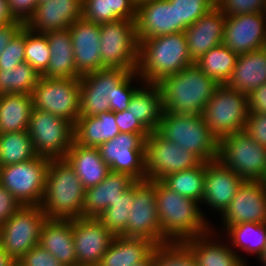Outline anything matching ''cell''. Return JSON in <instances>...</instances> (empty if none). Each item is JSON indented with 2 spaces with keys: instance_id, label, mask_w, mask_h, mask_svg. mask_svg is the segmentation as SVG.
Listing matches in <instances>:
<instances>
[{
  "instance_id": "11a10c76",
  "label": "cell",
  "mask_w": 266,
  "mask_h": 266,
  "mask_svg": "<svg viewBox=\"0 0 266 266\" xmlns=\"http://www.w3.org/2000/svg\"><path fill=\"white\" fill-rule=\"evenodd\" d=\"M8 8L7 0H0V25L14 22Z\"/></svg>"
},
{
  "instance_id": "7a4b0ae2",
  "label": "cell",
  "mask_w": 266,
  "mask_h": 266,
  "mask_svg": "<svg viewBox=\"0 0 266 266\" xmlns=\"http://www.w3.org/2000/svg\"><path fill=\"white\" fill-rule=\"evenodd\" d=\"M150 182L155 188L162 244L184 242L211 231L197 200L179 195L161 181L151 180Z\"/></svg>"
},
{
  "instance_id": "d6986e66",
  "label": "cell",
  "mask_w": 266,
  "mask_h": 266,
  "mask_svg": "<svg viewBox=\"0 0 266 266\" xmlns=\"http://www.w3.org/2000/svg\"><path fill=\"white\" fill-rule=\"evenodd\" d=\"M222 218L225 230L243 222L266 223V183L244 181Z\"/></svg>"
},
{
  "instance_id": "f546056e",
  "label": "cell",
  "mask_w": 266,
  "mask_h": 266,
  "mask_svg": "<svg viewBox=\"0 0 266 266\" xmlns=\"http://www.w3.org/2000/svg\"><path fill=\"white\" fill-rule=\"evenodd\" d=\"M156 245L145 238L115 236L97 266H133L144 261Z\"/></svg>"
},
{
  "instance_id": "7c38bea8",
  "label": "cell",
  "mask_w": 266,
  "mask_h": 266,
  "mask_svg": "<svg viewBox=\"0 0 266 266\" xmlns=\"http://www.w3.org/2000/svg\"><path fill=\"white\" fill-rule=\"evenodd\" d=\"M33 108L63 117L74 125L80 112V79L43 76L32 92Z\"/></svg>"
},
{
  "instance_id": "6da1fadb",
  "label": "cell",
  "mask_w": 266,
  "mask_h": 266,
  "mask_svg": "<svg viewBox=\"0 0 266 266\" xmlns=\"http://www.w3.org/2000/svg\"><path fill=\"white\" fill-rule=\"evenodd\" d=\"M134 76L136 69L103 68L80 77L79 117L127 110L138 89L130 85Z\"/></svg>"
},
{
  "instance_id": "ba28073f",
  "label": "cell",
  "mask_w": 266,
  "mask_h": 266,
  "mask_svg": "<svg viewBox=\"0 0 266 266\" xmlns=\"http://www.w3.org/2000/svg\"><path fill=\"white\" fill-rule=\"evenodd\" d=\"M27 132L37 156L64 159L75 141L74 124L63 117L32 109Z\"/></svg>"
},
{
  "instance_id": "e575fe53",
  "label": "cell",
  "mask_w": 266,
  "mask_h": 266,
  "mask_svg": "<svg viewBox=\"0 0 266 266\" xmlns=\"http://www.w3.org/2000/svg\"><path fill=\"white\" fill-rule=\"evenodd\" d=\"M136 9L133 0H83L82 18L96 24L135 21Z\"/></svg>"
},
{
  "instance_id": "484cf974",
  "label": "cell",
  "mask_w": 266,
  "mask_h": 266,
  "mask_svg": "<svg viewBox=\"0 0 266 266\" xmlns=\"http://www.w3.org/2000/svg\"><path fill=\"white\" fill-rule=\"evenodd\" d=\"M39 245L64 266H77L73 243V219H48L42 225Z\"/></svg>"
},
{
  "instance_id": "f6af8a7d",
  "label": "cell",
  "mask_w": 266,
  "mask_h": 266,
  "mask_svg": "<svg viewBox=\"0 0 266 266\" xmlns=\"http://www.w3.org/2000/svg\"><path fill=\"white\" fill-rule=\"evenodd\" d=\"M23 62H25V26L0 54V69L16 67Z\"/></svg>"
},
{
  "instance_id": "9c48e42d",
  "label": "cell",
  "mask_w": 266,
  "mask_h": 266,
  "mask_svg": "<svg viewBox=\"0 0 266 266\" xmlns=\"http://www.w3.org/2000/svg\"><path fill=\"white\" fill-rule=\"evenodd\" d=\"M218 159L244 181H264L266 147L244 132H236L219 140Z\"/></svg>"
},
{
  "instance_id": "7402d4cb",
  "label": "cell",
  "mask_w": 266,
  "mask_h": 266,
  "mask_svg": "<svg viewBox=\"0 0 266 266\" xmlns=\"http://www.w3.org/2000/svg\"><path fill=\"white\" fill-rule=\"evenodd\" d=\"M244 180L219 159L206 162L202 200L224 213Z\"/></svg>"
},
{
  "instance_id": "d4e9b609",
  "label": "cell",
  "mask_w": 266,
  "mask_h": 266,
  "mask_svg": "<svg viewBox=\"0 0 266 266\" xmlns=\"http://www.w3.org/2000/svg\"><path fill=\"white\" fill-rule=\"evenodd\" d=\"M135 182L128 174L110 171L101 183L85 189L83 217L98 218Z\"/></svg>"
},
{
  "instance_id": "91938a15",
  "label": "cell",
  "mask_w": 266,
  "mask_h": 266,
  "mask_svg": "<svg viewBox=\"0 0 266 266\" xmlns=\"http://www.w3.org/2000/svg\"><path fill=\"white\" fill-rule=\"evenodd\" d=\"M260 262L264 265V266H266V248H265V251H264V255H263V257L260 259Z\"/></svg>"
},
{
  "instance_id": "60d3db41",
  "label": "cell",
  "mask_w": 266,
  "mask_h": 266,
  "mask_svg": "<svg viewBox=\"0 0 266 266\" xmlns=\"http://www.w3.org/2000/svg\"><path fill=\"white\" fill-rule=\"evenodd\" d=\"M133 198L134 184L98 217L115 236H121L127 229Z\"/></svg>"
},
{
  "instance_id": "2e32d148",
  "label": "cell",
  "mask_w": 266,
  "mask_h": 266,
  "mask_svg": "<svg viewBox=\"0 0 266 266\" xmlns=\"http://www.w3.org/2000/svg\"><path fill=\"white\" fill-rule=\"evenodd\" d=\"M124 237L145 238L155 245L162 244V231L155 198V188L150 181L134 183L133 204Z\"/></svg>"
},
{
  "instance_id": "6125c7cd",
  "label": "cell",
  "mask_w": 266,
  "mask_h": 266,
  "mask_svg": "<svg viewBox=\"0 0 266 266\" xmlns=\"http://www.w3.org/2000/svg\"><path fill=\"white\" fill-rule=\"evenodd\" d=\"M37 1H38V4H39V3L47 2V1H49V0H37Z\"/></svg>"
},
{
  "instance_id": "5b68a950",
  "label": "cell",
  "mask_w": 266,
  "mask_h": 266,
  "mask_svg": "<svg viewBox=\"0 0 266 266\" xmlns=\"http://www.w3.org/2000/svg\"><path fill=\"white\" fill-rule=\"evenodd\" d=\"M193 64L184 32L148 38L139 43L136 71L145 83H158Z\"/></svg>"
},
{
  "instance_id": "9f6ffc18",
  "label": "cell",
  "mask_w": 266,
  "mask_h": 266,
  "mask_svg": "<svg viewBox=\"0 0 266 266\" xmlns=\"http://www.w3.org/2000/svg\"><path fill=\"white\" fill-rule=\"evenodd\" d=\"M15 260L0 245V266H11Z\"/></svg>"
},
{
  "instance_id": "836d02e7",
  "label": "cell",
  "mask_w": 266,
  "mask_h": 266,
  "mask_svg": "<svg viewBox=\"0 0 266 266\" xmlns=\"http://www.w3.org/2000/svg\"><path fill=\"white\" fill-rule=\"evenodd\" d=\"M32 109V94L1 95L0 133L27 131Z\"/></svg>"
},
{
  "instance_id": "6f0895ef",
  "label": "cell",
  "mask_w": 266,
  "mask_h": 266,
  "mask_svg": "<svg viewBox=\"0 0 266 266\" xmlns=\"http://www.w3.org/2000/svg\"><path fill=\"white\" fill-rule=\"evenodd\" d=\"M152 261H153V251L144 261L133 266H152Z\"/></svg>"
},
{
  "instance_id": "4fadbf2b",
  "label": "cell",
  "mask_w": 266,
  "mask_h": 266,
  "mask_svg": "<svg viewBox=\"0 0 266 266\" xmlns=\"http://www.w3.org/2000/svg\"><path fill=\"white\" fill-rule=\"evenodd\" d=\"M46 220L40 206H22L0 226V245L18 261L32 247L39 245Z\"/></svg>"
},
{
  "instance_id": "db71d44e",
  "label": "cell",
  "mask_w": 266,
  "mask_h": 266,
  "mask_svg": "<svg viewBox=\"0 0 266 266\" xmlns=\"http://www.w3.org/2000/svg\"><path fill=\"white\" fill-rule=\"evenodd\" d=\"M24 26L23 23L16 20L14 22L0 25V54Z\"/></svg>"
},
{
  "instance_id": "bcb514c9",
  "label": "cell",
  "mask_w": 266,
  "mask_h": 266,
  "mask_svg": "<svg viewBox=\"0 0 266 266\" xmlns=\"http://www.w3.org/2000/svg\"><path fill=\"white\" fill-rule=\"evenodd\" d=\"M216 6L229 17L264 12L266 0H218Z\"/></svg>"
},
{
  "instance_id": "7dc6e473",
  "label": "cell",
  "mask_w": 266,
  "mask_h": 266,
  "mask_svg": "<svg viewBox=\"0 0 266 266\" xmlns=\"http://www.w3.org/2000/svg\"><path fill=\"white\" fill-rule=\"evenodd\" d=\"M18 261L23 266H64L57 258L40 245L32 247Z\"/></svg>"
},
{
  "instance_id": "1f68e13d",
  "label": "cell",
  "mask_w": 266,
  "mask_h": 266,
  "mask_svg": "<svg viewBox=\"0 0 266 266\" xmlns=\"http://www.w3.org/2000/svg\"><path fill=\"white\" fill-rule=\"evenodd\" d=\"M210 232L189 238L183 243L191 250L198 266H246L233 249L208 239ZM208 240V241H207Z\"/></svg>"
},
{
  "instance_id": "94428289",
  "label": "cell",
  "mask_w": 266,
  "mask_h": 266,
  "mask_svg": "<svg viewBox=\"0 0 266 266\" xmlns=\"http://www.w3.org/2000/svg\"><path fill=\"white\" fill-rule=\"evenodd\" d=\"M11 266H23L19 261H15Z\"/></svg>"
},
{
  "instance_id": "b9f144b4",
  "label": "cell",
  "mask_w": 266,
  "mask_h": 266,
  "mask_svg": "<svg viewBox=\"0 0 266 266\" xmlns=\"http://www.w3.org/2000/svg\"><path fill=\"white\" fill-rule=\"evenodd\" d=\"M152 266H198L191 250L183 242H167L153 249Z\"/></svg>"
},
{
  "instance_id": "277c9868",
  "label": "cell",
  "mask_w": 266,
  "mask_h": 266,
  "mask_svg": "<svg viewBox=\"0 0 266 266\" xmlns=\"http://www.w3.org/2000/svg\"><path fill=\"white\" fill-rule=\"evenodd\" d=\"M85 188L65 159H50L40 207L48 219L83 217Z\"/></svg>"
},
{
  "instance_id": "30bf717a",
  "label": "cell",
  "mask_w": 266,
  "mask_h": 266,
  "mask_svg": "<svg viewBox=\"0 0 266 266\" xmlns=\"http://www.w3.org/2000/svg\"><path fill=\"white\" fill-rule=\"evenodd\" d=\"M50 159L43 156L0 167V185L22 206H39L44 194Z\"/></svg>"
},
{
  "instance_id": "8992f818",
  "label": "cell",
  "mask_w": 266,
  "mask_h": 266,
  "mask_svg": "<svg viewBox=\"0 0 266 266\" xmlns=\"http://www.w3.org/2000/svg\"><path fill=\"white\" fill-rule=\"evenodd\" d=\"M156 132L164 139L189 150L202 162L218 159L219 140L205 123L202 114L163 112Z\"/></svg>"
},
{
  "instance_id": "681fc988",
  "label": "cell",
  "mask_w": 266,
  "mask_h": 266,
  "mask_svg": "<svg viewBox=\"0 0 266 266\" xmlns=\"http://www.w3.org/2000/svg\"><path fill=\"white\" fill-rule=\"evenodd\" d=\"M8 8L14 20L26 25V23L33 17L37 0H7Z\"/></svg>"
},
{
  "instance_id": "c3c4849f",
  "label": "cell",
  "mask_w": 266,
  "mask_h": 266,
  "mask_svg": "<svg viewBox=\"0 0 266 266\" xmlns=\"http://www.w3.org/2000/svg\"><path fill=\"white\" fill-rule=\"evenodd\" d=\"M243 131L250 139L266 147V114H248Z\"/></svg>"
},
{
  "instance_id": "ab89813d",
  "label": "cell",
  "mask_w": 266,
  "mask_h": 266,
  "mask_svg": "<svg viewBox=\"0 0 266 266\" xmlns=\"http://www.w3.org/2000/svg\"><path fill=\"white\" fill-rule=\"evenodd\" d=\"M36 156L32 140L27 131L1 134L0 167L23 163Z\"/></svg>"
},
{
  "instance_id": "4dcf8cb0",
  "label": "cell",
  "mask_w": 266,
  "mask_h": 266,
  "mask_svg": "<svg viewBox=\"0 0 266 266\" xmlns=\"http://www.w3.org/2000/svg\"><path fill=\"white\" fill-rule=\"evenodd\" d=\"M74 130L75 142L86 147H99L120 133L113 111L79 117Z\"/></svg>"
},
{
  "instance_id": "ee69618b",
  "label": "cell",
  "mask_w": 266,
  "mask_h": 266,
  "mask_svg": "<svg viewBox=\"0 0 266 266\" xmlns=\"http://www.w3.org/2000/svg\"><path fill=\"white\" fill-rule=\"evenodd\" d=\"M176 7L177 32H184L185 29L194 24L197 19L216 6L215 0H169Z\"/></svg>"
},
{
  "instance_id": "7bdbcfd3",
  "label": "cell",
  "mask_w": 266,
  "mask_h": 266,
  "mask_svg": "<svg viewBox=\"0 0 266 266\" xmlns=\"http://www.w3.org/2000/svg\"><path fill=\"white\" fill-rule=\"evenodd\" d=\"M50 57L47 37L25 27V62L41 75L47 69Z\"/></svg>"
},
{
  "instance_id": "83f0119b",
  "label": "cell",
  "mask_w": 266,
  "mask_h": 266,
  "mask_svg": "<svg viewBox=\"0 0 266 266\" xmlns=\"http://www.w3.org/2000/svg\"><path fill=\"white\" fill-rule=\"evenodd\" d=\"M47 37L50 49V59L47 69L41 74L45 78L79 79L76 72L73 45L69 29L49 32Z\"/></svg>"
},
{
  "instance_id": "ac0fdd59",
  "label": "cell",
  "mask_w": 266,
  "mask_h": 266,
  "mask_svg": "<svg viewBox=\"0 0 266 266\" xmlns=\"http://www.w3.org/2000/svg\"><path fill=\"white\" fill-rule=\"evenodd\" d=\"M223 44L238 55L264 48L266 44L264 12L226 17Z\"/></svg>"
},
{
  "instance_id": "44dd1931",
  "label": "cell",
  "mask_w": 266,
  "mask_h": 266,
  "mask_svg": "<svg viewBox=\"0 0 266 266\" xmlns=\"http://www.w3.org/2000/svg\"><path fill=\"white\" fill-rule=\"evenodd\" d=\"M82 9L83 0H49L39 3L25 27L38 34L66 30L82 18Z\"/></svg>"
},
{
  "instance_id": "816d5d0a",
  "label": "cell",
  "mask_w": 266,
  "mask_h": 266,
  "mask_svg": "<svg viewBox=\"0 0 266 266\" xmlns=\"http://www.w3.org/2000/svg\"><path fill=\"white\" fill-rule=\"evenodd\" d=\"M21 207L15 197L0 185V226Z\"/></svg>"
},
{
  "instance_id": "74e56055",
  "label": "cell",
  "mask_w": 266,
  "mask_h": 266,
  "mask_svg": "<svg viewBox=\"0 0 266 266\" xmlns=\"http://www.w3.org/2000/svg\"><path fill=\"white\" fill-rule=\"evenodd\" d=\"M226 230L232 246L249 254L255 253L259 260L263 257L266 248V223L243 222L229 226Z\"/></svg>"
},
{
  "instance_id": "f5cc1de1",
  "label": "cell",
  "mask_w": 266,
  "mask_h": 266,
  "mask_svg": "<svg viewBox=\"0 0 266 266\" xmlns=\"http://www.w3.org/2000/svg\"><path fill=\"white\" fill-rule=\"evenodd\" d=\"M248 114H266V83L248 94Z\"/></svg>"
},
{
  "instance_id": "8fae6325",
  "label": "cell",
  "mask_w": 266,
  "mask_h": 266,
  "mask_svg": "<svg viewBox=\"0 0 266 266\" xmlns=\"http://www.w3.org/2000/svg\"><path fill=\"white\" fill-rule=\"evenodd\" d=\"M100 53L102 69H137L139 42L135 21L120 19L100 24Z\"/></svg>"
},
{
  "instance_id": "8d00e7d4",
  "label": "cell",
  "mask_w": 266,
  "mask_h": 266,
  "mask_svg": "<svg viewBox=\"0 0 266 266\" xmlns=\"http://www.w3.org/2000/svg\"><path fill=\"white\" fill-rule=\"evenodd\" d=\"M205 173L206 162H201L191 169L170 174L164 177L161 182L179 195L201 202L204 192Z\"/></svg>"
},
{
  "instance_id": "603a6c76",
  "label": "cell",
  "mask_w": 266,
  "mask_h": 266,
  "mask_svg": "<svg viewBox=\"0 0 266 266\" xmlns=\"http://www.w3.org/2000/svg\"><path fill=\"white\" fill-rule=\"evenodd\" d=\"M136 34L138 42L177 33V13L169 0H153L137 6Z\"/></svg>"
},
{
  "instance_id": "f1b7e54d",
  "label": "cell",
  "mask_w": 266,
  "mask_h": 266,
  "mask_svg": "<svg viewBox=\"0 0 266 266\" xmlns=\"http://www.w3.org/2000/svg\"><path fill=\"white\" fill-rule=\"evenodd\" d=\"M264 83H266L265 48L239 54L226 85L248 95Z\"/></svg>"
},
{
  "instance_id": "5bb4252c",
  "label": "cell",
  "mask_w": 266,
  "mask_h": 266,
  "mask_svg": "<svg viewBox=\"0 0 266 266\" xmlns=\"http://www.w3.org/2000/svg\"><path fill=\"white\" fill-rule=\"evenodd\" d=\"M202 161L192 152L151 132L145 142L146 180L161 181L164 177L198 166Z\"/></svg>"
},
{
  "instance_id": "cb8c5ba5",
  "label": "cell",
  "mask_w": 266,
  "mask_h": 266,
  "mask_svg": "<svg viewBox=\"0 0 266 266\" xmlns=\"http://www.w3.org/2000/svg\"><path fill=\"white\" fill-rule=\"evenodd\" d=\"M225 20L226 16L215 6L185 29L189 55L194 62L211 48L223 44Z\"/></svg>"
},
{
  "instance_id": "e0dca14e",
  "label": "cell",
  "mask_w": 266,
  "mask_h": 266,
  "mask_svg": "<svg viewBox=\"0 0 266 266\" xmlns=\"http://www.w3.org/2000/svg\"><path fill=\"white\" fill-rule=\"evenodd\" d=\"M115 235L95 217L73 219V243L77 266H97Z\"/></svg>"
},
{
  "instance_id": "ffe728a7",
  "label": "cell",
  "mask_w": 266,
  "mask_h": 266,
  "mask_svg": "<svg viewBox=\"0 0 266 266\" xmlns=\"http://www.w3.org/2000/svg\"><path fill=\"white\" fill-rule=\"evenodd\" d=\"M68 29L71 33L76 72L82 77L102 69L100 24L81 18Z\"/></svg>"
},
{
  "instance_id": "52a82bcc",
  "label": "cell",
  "mask_w": 266,
  "mask_h": 266,
  "mask_svg": "<svg viewBox=\"0 0 266 266\" xmlns=\"http://www.w3.org/2000/svg\"><path fill=\"white\" fill-rule=\"evenodd\" d=\"M248 113V95L221 84L214 90L202 116L211 132L221 140L243 131Z\"/></svg>"
},
{
  "instance_id": "9a60e30c",
  "label": "cell",
  "mask_w": 266,
  "mask_h": 266,
  "mask_svg": "<svg viewBox=\"0 0 266 266\" xmlns=\"http://www.w3.org/2000/svg\"><path fill=\"white\" fill-rule=\"evenodd\" d=\"M149 134L119 133L98 149L110 171L125 173L145 181V142Z\"/></svg>"
},
{
  "instance_id": "d6a6232c",
  "label": "cell",
  "mask_w": 266,
  "mask_h": 266,
  "mask_svg": "<svg viewBox=\"0 0 266 266\" xmlns=\"http://www.w3.org/2000/svg\"><path fill=\"white\" fill-rule=\"evenodd\" d=\"M146 88H138L130 101L127 111L151 133L157 130L163 114L161 90L157 83H144ZM149 84V85H148Z\"/></svg>"
},
{
  "instance_id": "f35d334b",
  "label": "cell",
  "mask_w": 266,
  "mask_h": 266,
  "mask_svg": "<svg viewBox=\"0 0 266 266\" xmlns=\"http://www.w3.org/2000/svg\"><path fill=\"white\" fill-rule=\"evenodd\" d=\"M41 75L27 62L16 67L0 69V96L32 94Z\"/></svg>"
},
{
  "instance_id": "3957f363",
  "label": "cell",
  "mask_w": 266,
  "mask_h": 266,
  "mask_svg": "<svg viewBox=\"0 0 266 266\" xmlns=\"http://www.w3.org/2000/svg\"><path fill=\"white\" fill-rule=\"evenodd\" d=\"M157 85L161 90L163 112L196 115L202 114L219 84L193 64L162 78Z\"/></svg>"
},
{
  "instance_id": "4316f807",
  "label": "cell",
  "mask_w": 266,
  "mask_h": 266,
  "mask_svg": "<svg viewBox=\"0 0 266 266\" xmlns=\"http://www.w3.org/2000/svg\"><path fill=\"white\" fill-rule=\"evenodd\" d=\"M64 159L74 169L85 189L101 183L110 172L98 147H86L74 141Z\"/></svg>"
},
{
  "instance_id": "f907efd6",
  "label": "cell",
  "mask_w": 266,
  "mask_h": 266,
  "mask_svg": "<svg viewBox=\"0 0 266 266\" xmlns=\"http://www.w3.org/2000/svg\"><path fill=\"white\" fill-rule=\"evenodd\" d=\"M121 133L150 134V132L127 110L114 112Z\"/></svg>"
},
{
  "instance_id": "d590c367",
  "label": "cell",
  "mask_w": 266,
  "mask_h": 266,
  "mask_svg": "<svg viewBox=\"0 0 266 266\" xmlns=\"http://www.w3.org/2000/svg\"><path fill=\"white\" fill-rule=\"evenodd\" d=\"M238 54L224 44L211 48L195 61L196 66L219 85L226 84L230 79Z\"/></svg>"
},
{
  "instance_id": "680465c9",
  "label": "cell",
  "mask_w": 266,
  "mask_h": 266,
  "mask_svg": "<svg viewBox=\"0 0 266 266\" xmlns=\"http://www.w3.org/2000/svg\"><path fill=\"white\" fill-rule=\"evenodd\" d=\"M133 1H134V4L136 6H139L142 3L149 2V1H153V0H133Z\"/></svg>"
}]
</instances>
